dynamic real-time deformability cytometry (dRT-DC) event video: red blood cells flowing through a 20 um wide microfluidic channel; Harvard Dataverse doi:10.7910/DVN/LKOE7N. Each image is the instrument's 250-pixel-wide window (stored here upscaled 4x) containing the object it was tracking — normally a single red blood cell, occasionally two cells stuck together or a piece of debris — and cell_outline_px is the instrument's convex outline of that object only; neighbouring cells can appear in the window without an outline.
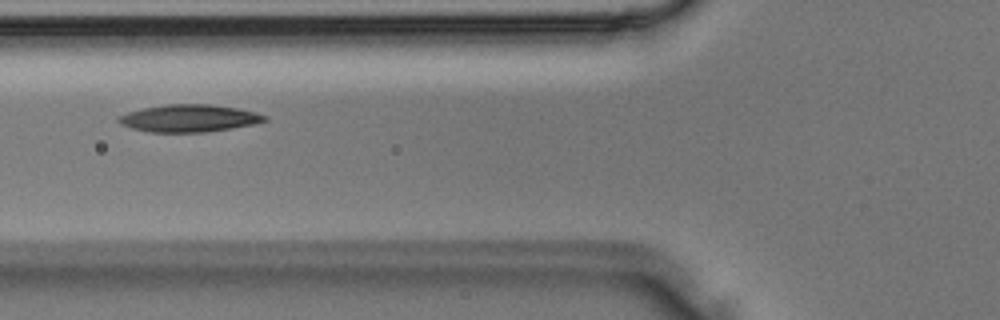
{"species": "Egyptian fruit bat (a non-hibernating species)", "species_latin": "Rousettus aegyptiacus", "temperature_condition": "room temperature", "stored_images_in_passage": 3, "camera_frame_rate_fps": 3000, "um_per_image_px": 0.085, "animal": {"sex": "male"}, "frame": {"image": 1, "passage_image": 3, "time_ms": 0.667, "image_size_px": [1000, 320], "cell_outline_px": [[268, 120], [252, 124], [204, 132], [148, 132], [132, 128], [120, 124], [116, 120], [120, 116], [128, 112], [144, 108], [168, 104], [208, 104], [236, 108], [268, 116]], "centroid_in_image_um": [16.03, 10.05], "position_along_channel_um": 109.8, "area_um2": 22.89}}